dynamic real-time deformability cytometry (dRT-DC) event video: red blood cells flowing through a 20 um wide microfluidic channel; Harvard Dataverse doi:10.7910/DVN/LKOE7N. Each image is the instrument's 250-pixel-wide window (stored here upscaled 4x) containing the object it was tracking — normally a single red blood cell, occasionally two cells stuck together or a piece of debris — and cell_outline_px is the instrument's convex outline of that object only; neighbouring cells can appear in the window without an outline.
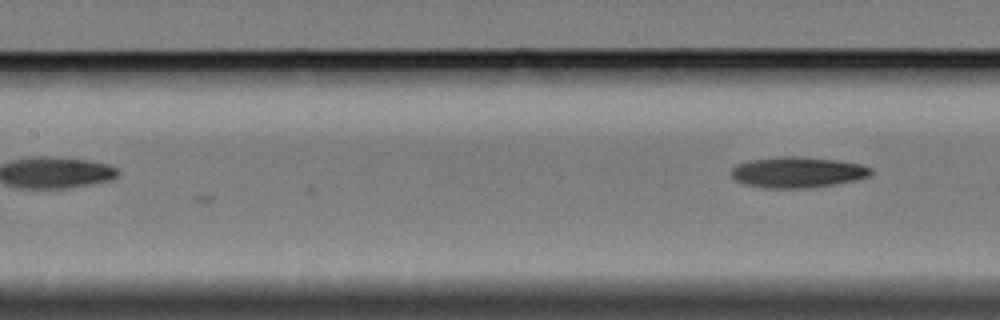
{"species": "Egyptian fruit bat (a non-hibernating species)", "species_latin": "Rousettus aegyptiacus", "temperature_condition": "cold", "stored_images_in_passage": 6, "camera_frame_rate_fps": 3000, "um_per_image_px": 0.085, "animal": {"sex": "female"}, "frame": {"image": 1, "passage_image": 6, "time_ms": 6.0, "image_size_px": [1000, 320], "cell_outline_px": [[872, 172], [868, 176], [856, 180], [836, 184], [808, 188], [768, 188], [748, 184], [736, 180], [732, 176], [732, 168], [736, 164], [748, 160], [784, 156], [804, 156], [836, 160], [860, 164], [872, 168]], "centroid_in_image_um": [67.81, 14.63], "position_along_channel_um": 139.6, "area_um2": 25.03}}